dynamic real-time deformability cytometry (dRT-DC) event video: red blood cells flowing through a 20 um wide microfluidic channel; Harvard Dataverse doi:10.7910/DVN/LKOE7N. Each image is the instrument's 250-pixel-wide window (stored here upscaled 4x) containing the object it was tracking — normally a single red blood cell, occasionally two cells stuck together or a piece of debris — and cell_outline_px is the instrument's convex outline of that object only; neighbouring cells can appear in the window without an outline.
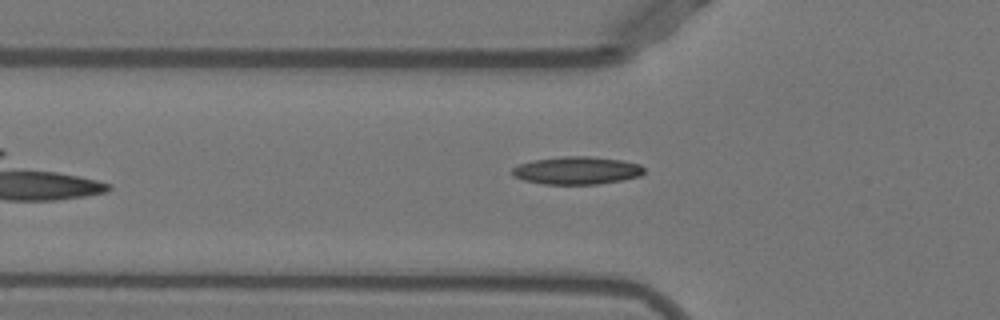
{"species": "Egyptian fruit bat (a non-hibernating species)", "species_latin": "Rousettus aegyptiacus", "temperature_condition": "warm", "stored_images_in_passage": 38, "camera_frame_rate_fps": 3000, "um_per_image_px": 0.085, "animal": {"sex": "female"}, "frame": {"image": 1, "passage_image": 4, "time_ms": 1.0, "image_size_px": [1000, 320], "cell_outline_px": [[644, 172], [640, 176], [624, 180], [596, 184], [544, 184], [524, 180], [512, 176], [512, 168], [520, 164], [532, 160], [564, 156], [588, 156], [620, 160], [640, 164], [644, 168]], "centroid_in_image_um": [49.03, 14.49], "position_along_channel_um": 76.8, "area_um2": 21.33}}
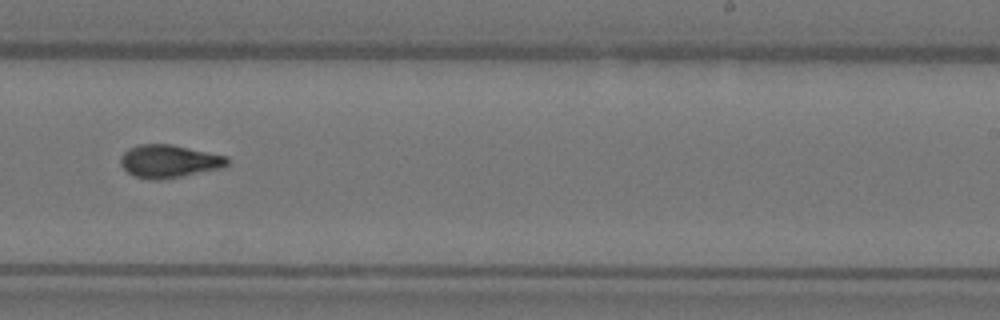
{"frame": {"image": 2, "passage_image": 19, "time_ms": 6.0, "image_size_px": [1000, 320], "cell_outline_px": [[228, 164], [224, 168], [160, 180], [148, 180], [136, 176], [128, 172], [120, 164], [120, 156], [128, 148], [140, 144], [172, 144], [228, 156]], "centroid_in_image_um": [14.38, 13.7], "position_along_channel_um": 274.6, "area_um2": 20.63}}
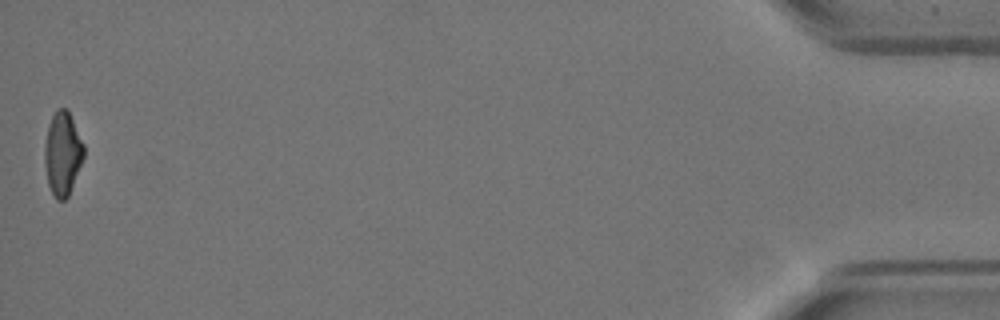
{"frame": {"image": 3, "passage_image": 38, "time_ms": 12.333, "image_size_px": [1000, 320], "cell_outline_px": [[84, 156], [68, 196], [64, 200], [56, 200], [48, 184], [44, 164], [44, 144], [48, 124], [52, 116], [60, 108], [68, 108], [84, 144]], "centroid_in_image_um": [5.31, 13.03], "position_along_channel_um": 429.9, "area_um2": 19.13}, "authors_computed_cell_mechanics": {"area_um2": 19.6809, "velocity_mm_per_s": 3.9451, "shape_relaxation_time_tau1_ms": null, "shape_relaxation_time_tau2_ms": 1.785, "deformation_change_tau1": null, "deformation_change_tau2": 0.0851}}